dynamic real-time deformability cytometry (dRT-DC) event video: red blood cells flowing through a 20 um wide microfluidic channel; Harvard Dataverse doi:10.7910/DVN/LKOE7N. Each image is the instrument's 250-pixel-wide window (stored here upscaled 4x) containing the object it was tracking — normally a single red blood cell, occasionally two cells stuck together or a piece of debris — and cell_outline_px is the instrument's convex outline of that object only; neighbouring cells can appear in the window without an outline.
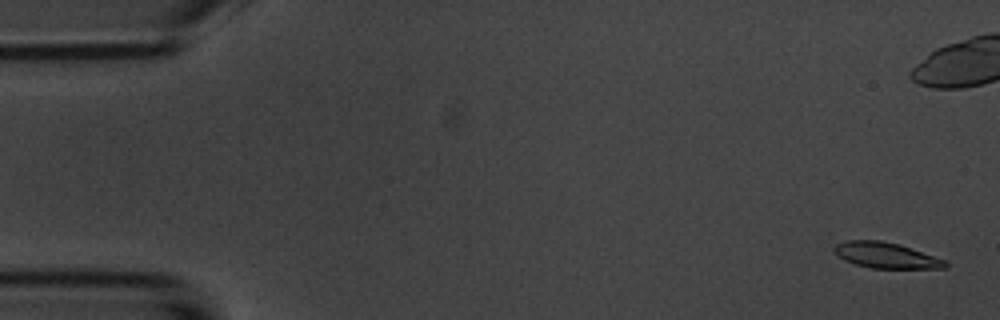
{"species": "common noctule bat (a hibernating species)", "species_latin": "Nyctalus noctula", "temperature_condition": "room temperature", "stored_images_in_passage": 6, "camera_frame_rate_fps": 3000, "um_per_image_px": 0.085, "animal": {"sex": "male", "body_mass_g": 20.1, "forearm_length_mm": 53.5}, "frame": {"image": 1, "passage_image": 1, "time_ms": 0.0, "image_size_px": [1000, 320], "cell_outline_px": [[948, 268], [872, 268], [856, 264], [844, 260], [836, 256], [832, 248], [836, 244], [848, 240], [880, 240], [900, 244], [944, 260], [948, 264]], "centroid_in_image_um": [75.26, 21.69], "position_along_channel_um": 9.7, "area_um2": 16.59}}